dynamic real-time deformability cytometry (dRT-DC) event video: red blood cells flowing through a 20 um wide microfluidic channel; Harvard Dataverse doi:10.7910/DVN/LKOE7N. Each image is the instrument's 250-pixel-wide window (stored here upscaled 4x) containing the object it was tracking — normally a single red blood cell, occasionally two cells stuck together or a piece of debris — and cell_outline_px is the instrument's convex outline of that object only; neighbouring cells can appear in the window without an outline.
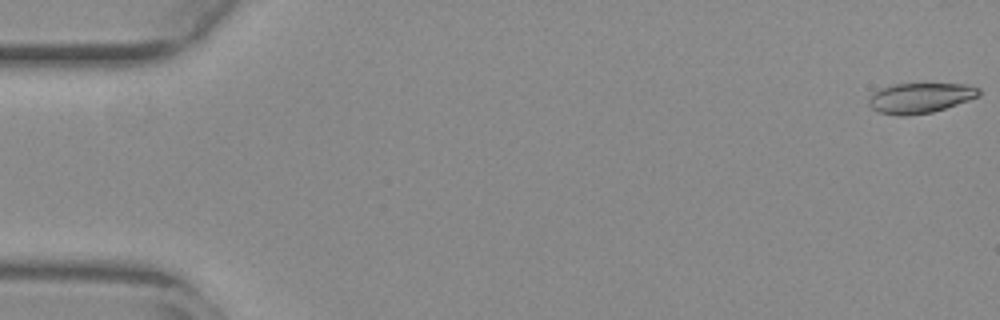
{"species": "common noctule bat (a hibernating species)", "species_latin": "Nyctalus noctula", "temperature_condition": "warm", "stored_images_in_passage": 29, "camera_frame_rate_fps": 3000, "um_per_image_px": 0.085, "animal": {"sex": "female", "body_mass_g": 29.2, "forearm_length_mm": 56.3}, "frame": {"image": 1, "passage_image": 1, "time_ms": 0.0, "image_size_px": [1000, 320], "cell_outline_px": [[980, 96], [932, 112], [904, 116], [900, 116], [880, 112], [872, 108], [868, 104], [868, 100], [880, 88], [896, 84], [968, 84], [980, 88]], "centroid_in_image_um": [78.24, 8.32], "position_along_channel_um": 6.8, "area_um2": 19.13}}
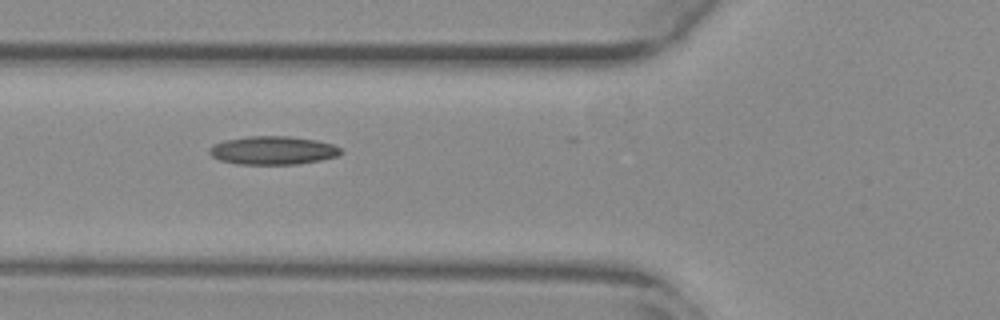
{"frame": {"image": 2, "passage_image": 21, "time_ms": 6.667, "image_size_px": [1000, 320], "cell_outline_px": [[344, 152], [340, 156], [320, 160], [296, 164], [236, 164], [220, 160], [212, 156], [208, 152], [208, 148], [212, 144], [224, 140], [248, 136], [288, 136], [316, 140], [332, 144], [340, 148]], "centroid_in_image_um": [23.19, 12.78], "position_along_channel_um": 102.6, "area_um2": 21.91}}
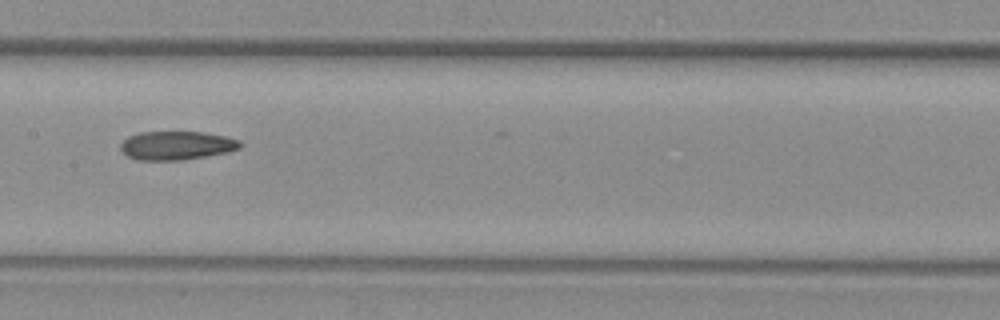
{"frame": {"image": 3, "passage_image": 28, "time_ms": 9.0, "image_size_px": [1000, 320], "cell_outline_px": [[240, 148], [228, 152], [180, 160], [136, 160], [128, 156], [120, 148], [120, 144], [128, 136], [140, 132], [204, 132], [224, 136], [240, 140]], "centroid_in_image_um": [14.99, 12.36], "position_along_channel_um": 192.4, "area_um2": 19.83}}